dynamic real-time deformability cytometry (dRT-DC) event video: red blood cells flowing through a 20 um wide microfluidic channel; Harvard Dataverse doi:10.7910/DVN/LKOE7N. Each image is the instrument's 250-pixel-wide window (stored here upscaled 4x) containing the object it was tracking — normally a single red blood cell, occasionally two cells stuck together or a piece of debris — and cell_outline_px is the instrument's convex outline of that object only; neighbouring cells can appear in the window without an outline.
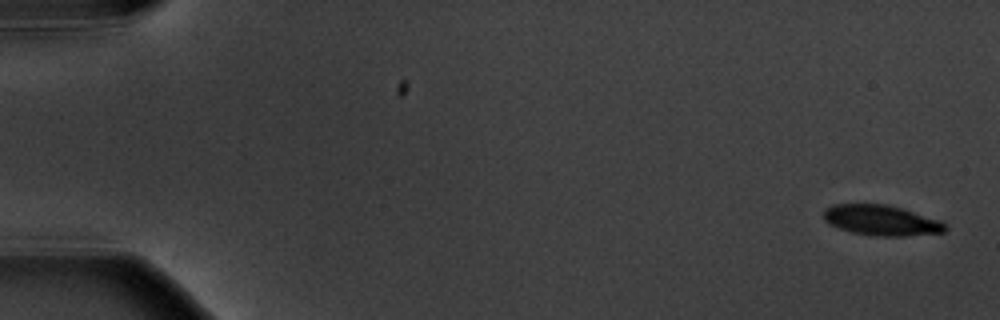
{"species": "common noctule bat (a hibernating species)", "species_latin": "Nyctalus noctula", "temperature_condition": "warm", "stored_images_in_passage": 6, "camera_frame_rate_fps": 3000, "um_per_image_px": 0.085, "animal": {"sex": "male", "body_mass_g": 20.1, "forearm_length_mm": 53.5}, "frame": {"image": 1, "passage_image": 1, "time_ms": 0.0, "image_size_px": [1000, 320], "cell_outline_px": [[948, 228], [944, 232], [908, 236], [876, 236], [852, 232], [828, 224], [824, 220], [824, 212], [832, 204], [888, 204], [940, 220], [948, 224]], "centroid_in_image_um": [74.95, 18.73], "position_along_channel_um": 10.1, "area_um2": 21.56}}